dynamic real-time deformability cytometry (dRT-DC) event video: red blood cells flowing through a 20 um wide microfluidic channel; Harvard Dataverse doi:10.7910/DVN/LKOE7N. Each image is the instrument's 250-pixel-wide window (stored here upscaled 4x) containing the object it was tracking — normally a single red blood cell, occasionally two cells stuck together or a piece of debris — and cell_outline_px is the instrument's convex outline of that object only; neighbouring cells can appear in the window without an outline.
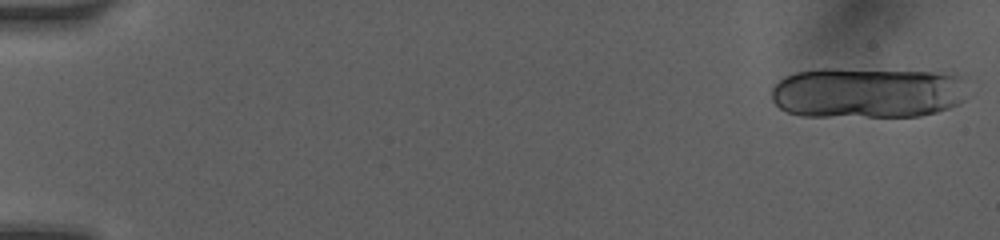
{"species": "human", "species_latin": "Homo sapiens", "temperature_condition": "room temperature", "stored_images_in_passage": 11, "camera_frame_rate_fps": 3000, "um_per_image_px": 0.085, "donor": {"sex": "female"}, "frame": {"image": 1, "passage_image": 1, "time_ms": 0.0, "image_size_px": [1000, 240], "cell_outline_px": [[968, 76], [964, 100], [960, 104], [936, 112], [920, 116], [804, 116], [788, 112], [780, 108], [772, 100], [772, 88], [784, 76], [796, 72], [820, 68], [832, 68], [968, 72]], "centroid_in_image_um": [73.87, 7.84], "position_along_channel_um": 11.1, "area_um2": 59.82}}
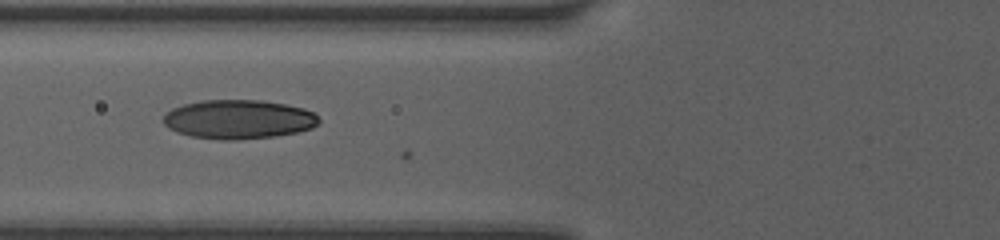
{"frame": {"image": 2, "passage_image": 10, "time_ms": 6.667, "image_size_px": [1000, 240], "cell_outline_px": [[320, 120], [312, 128], [296, 132], [276, 136], [236, 140], [224, 140], [192, 136], [176, 132], [168, 128], [164, 124], [164, 116], [172, 108], [184, 104], [204, 100], [260, 100], [284, 104], [304, 108], [312, 112]], "centroid_in_image_um": [20.26, 10.14], "position_along_channel_um": 105.5, "area_um2": 35.2}}